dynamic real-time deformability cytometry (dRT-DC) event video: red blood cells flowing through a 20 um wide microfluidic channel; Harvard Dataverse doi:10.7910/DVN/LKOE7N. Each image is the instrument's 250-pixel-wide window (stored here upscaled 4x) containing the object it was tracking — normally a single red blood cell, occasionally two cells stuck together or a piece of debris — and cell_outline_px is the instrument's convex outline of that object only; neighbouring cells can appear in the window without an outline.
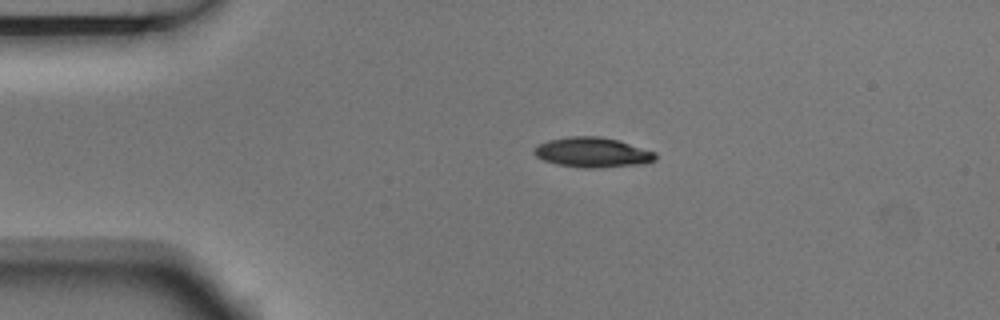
{"species": "Egyptian fruit bat (a non-hibernating species)", "species_latin": "Rousettus aegyptiacus", "temperature_condition": "room temperature", "stored_images_in_passage": 3, "camera_frame_rate_fps": 3000, "um_per_image_px": 0.085, "animal": {"sex": "male"}, "frame": {"image": 1, "passage_image": 3, "time_ms": 0.667, "image_size_px": [1000, 320], "cell_outline_px": [[656, 160], [648, 164], [596, 168], [584, 168], [556, 164], [544, 160], [536, 156], [532, 152], [532, 148], [536, 144], [548, 140], [568, 136], [600, 136], [620, 140], [656, 152]], "centroid_in_image_um": [50.37, 12.95], "position_along_channel_um": 34.6, "area_um2": 21.68}}